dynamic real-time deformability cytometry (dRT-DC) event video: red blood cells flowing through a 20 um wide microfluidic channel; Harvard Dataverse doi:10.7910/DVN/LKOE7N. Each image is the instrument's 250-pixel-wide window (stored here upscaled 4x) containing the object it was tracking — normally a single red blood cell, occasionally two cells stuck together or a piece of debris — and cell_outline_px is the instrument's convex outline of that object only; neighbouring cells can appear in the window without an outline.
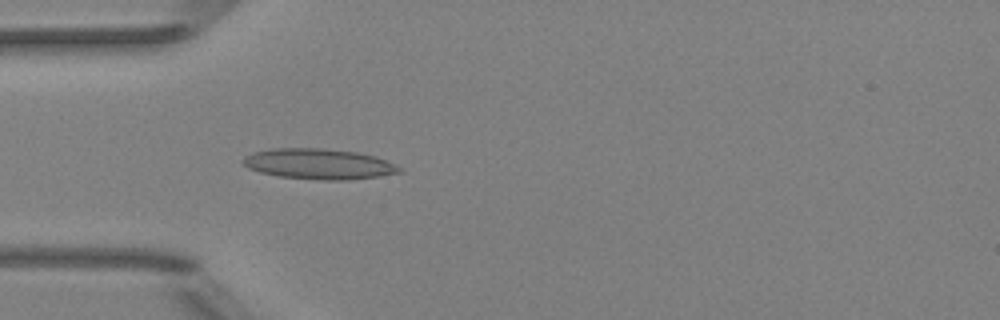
{"species": "Egyptian fruit bat (a non-hibernating species)", "species_latin": "Rousettus aegyptiacus", "temperature_condition": "room temperature", "stored_images_in_passage": 51, "camera_frame_rate_fps": 3000, "um_per_image_px": 0.085, "animal": {"sex": "female"}, "frame": {"image": 1, "passage_image": 15, "time_ms": 4.667, "image_size_px": [1000, 320], "cell_outline_px": [[400, 172], [376, 176], [348, 180], [324, 180], [276, 176], [260, 172], [248, 168], [240, 160], [244, 156], [252, 152], [272, 148], [320, 148], [356, 152], [376, 156], [400, 168]], "centroid_in_image_um": [27.0, 13.93], "position_along_channel_um": 58.0, "area_um2": 27.63}}
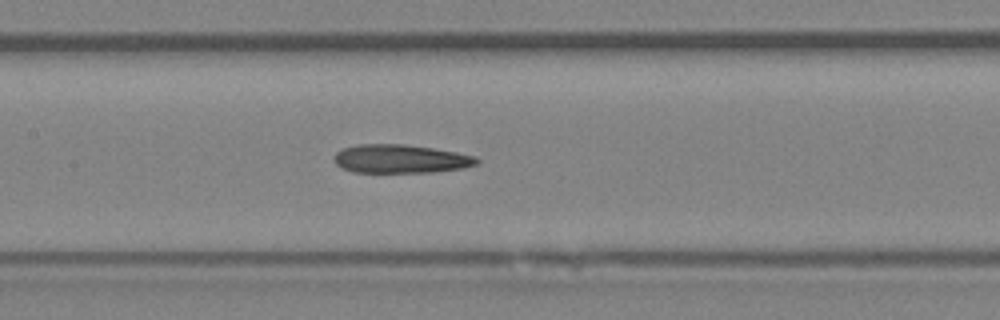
{"frame": {"image": 2, "passage_image": 24, "time_ms": 7.667, "image_size_px": [1000, 320], "cell_outline_px": [[480, 160], [476, 164], [464, 168], [432, 172], [352, 172], [340, 168], [332, 160], [336, 152], [340, 148], [360, 144], [404, 144], [432, 148], [456, 152], [476, 156]], "centroid_in_image_um": [34.0, 13.5], "position_along_channel_um": 173.4, "area_um2": 23.93}}
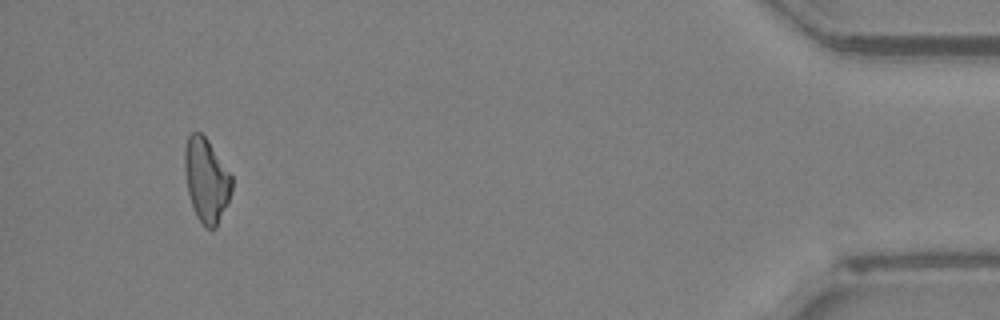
{"frame": {"image": 3, "passage_image": 48, "time_ms": 15.667, "image_size_px": [1000, 320], "cell_outline_px": [[232, 188], [228, 204], [216, 228], [208, 228], [196, 216], [188, 192], [184, 172], [184, 152], [188, 136], [192, 132], [200, 132], [208, 140], [232, 176]], "centroid_in_image_um": [17.54, 15.3], "position_along_channel_um": 417.7, "area_um2": 22.95}}